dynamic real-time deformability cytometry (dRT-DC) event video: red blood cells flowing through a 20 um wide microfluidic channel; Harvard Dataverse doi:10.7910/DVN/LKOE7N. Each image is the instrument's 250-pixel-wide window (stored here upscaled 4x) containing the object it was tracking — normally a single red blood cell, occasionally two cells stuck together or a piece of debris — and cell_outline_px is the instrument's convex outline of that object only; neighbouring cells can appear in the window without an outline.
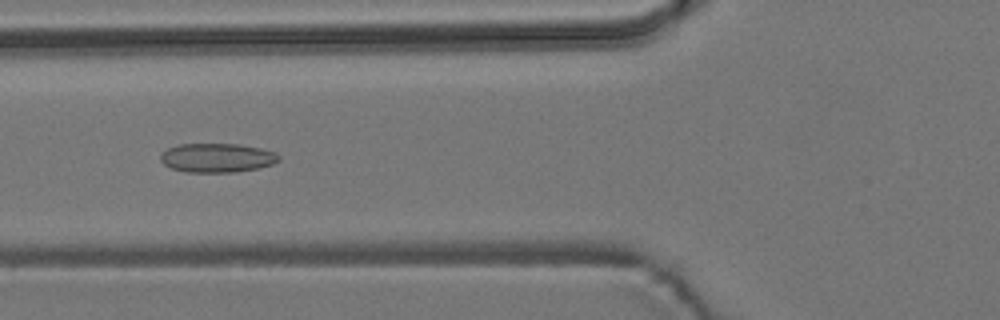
{"species": "common noctule bat (a hibernating species)", "species_latin": "Nyctalus noctula", "temperature_condition": "room temperature", "stored_images_in_passage": 55, "camera_frame_rate_fps": 3000, "um_per_image_px": 0.085, "animal": {"sex": "male", "body_mass_g": 19.2, "forearm_length_mm": 51.8}, "frame": {"image": 1, "passage_image": 21, "time_ms": 6.667, "image_size_px": [1000, 320], "cell_outline_px": [[280, 160], [272, 164], [260, 168], [236, 172], [184, 172], [172, 168], [164, 164], [160, 160], [160, 156], [168, 148], [180, 144], [240, 144], [260, 148], [276, 152], [280, 156]], "centroid_in_image_um": [18.48, 13.42], "position_along_channel_um": 107.3, "area_um2": 20.11}}
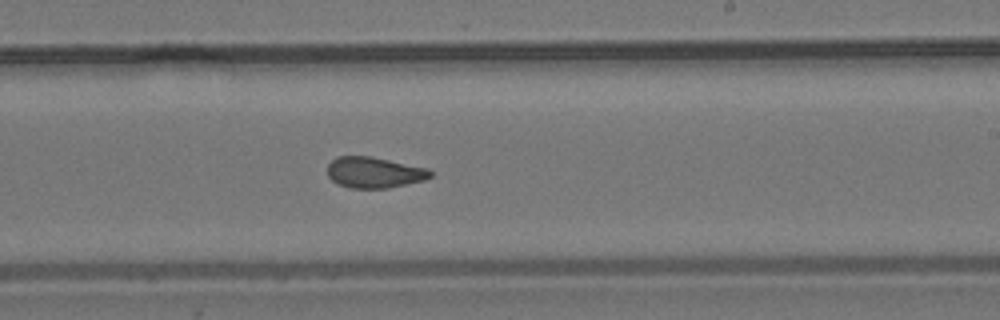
{"frame": {"image": 2, "passage_image": 33, "time_ms": 10.667, "image_size_px": [1000, 320], "cell_outline_px": [[432, 176], [424, 180], [388, 188], [352, 188], [340, 184], [332, 180], [328, 176], [328, 164], [336, 156], [372, 156], [428, 168], [432, 172]], "centroid_in_image_um": [31.82, 14.65], "position_along_channel_um": 257.2, "area_um2": 18.55}}
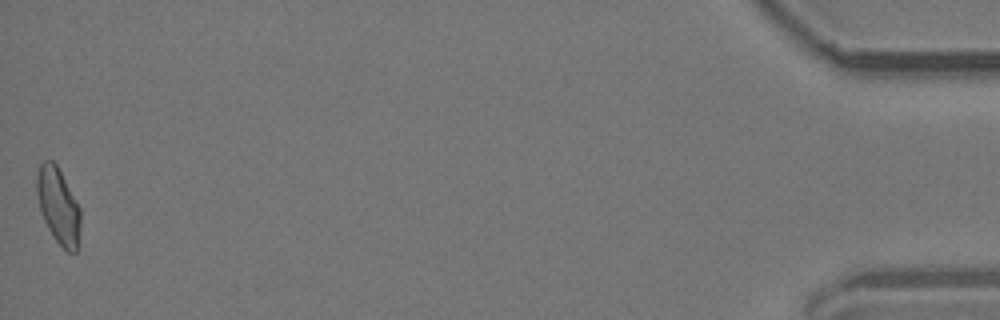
{"frame": {"image": 3, "passage_image": 55, "time_ms": 18.0, "image_size_px": [1000, 320], "cell_outline_px": [[80, 228], [76, 252], [68, 252], [52, 236], [44, 220], [40, 208], [36, 192], [36, 176], [40, 164], [44, 160], [52, 160], [56, 164], [80, 208]], "centroid_in_image_um": [4.94, 17.49], "position_along_channel_um": 430.3, "area_um2": 19.07}, "authors_computed_cell_mechanics": {"area_um2": 19.2474, "velocity_mm_per_s": 3.7369, "shape_relaxation_time_tau1_ms": null, "shape_relaxation_time_tau2_ms": 1.8544, "deformation_change_tau1": null, "deformation_change_tau2": 0.0765}}